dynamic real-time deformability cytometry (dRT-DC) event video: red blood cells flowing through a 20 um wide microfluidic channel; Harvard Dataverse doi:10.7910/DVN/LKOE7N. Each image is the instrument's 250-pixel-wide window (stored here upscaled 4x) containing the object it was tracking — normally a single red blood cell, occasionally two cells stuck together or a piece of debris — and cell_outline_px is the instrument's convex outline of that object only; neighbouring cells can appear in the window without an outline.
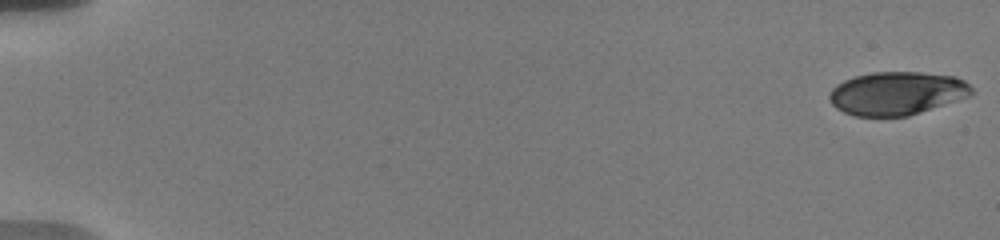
{"species": "human", "species_latin": "Homo sapiens", "temperature_condition": "warm", "stored_images_in_passage": 56, "camera_frame_rate_fps": 3000, "um_per_image_px": 0.085, "donor": {"sex": "male"}, "frame": {"image": 1, "passage_image": 1, "time_ms": 0.0, "image_size_px": [1000, 240], "cell_outline_px": [[972, 92], [968, 96], [908, 116], [856, 116], [844, 112], [836, 108], [832, 104], [828, 96], [832, 88], [836, 84], [844, 80], [856, 76], [872, 72], [920, 72], [956, 76], [964, 80], [972, 88]], "centroid_in_image_um": [76.2, 7.92], "position_along_channel_um": 8.8, "area_um2": 35.66}}
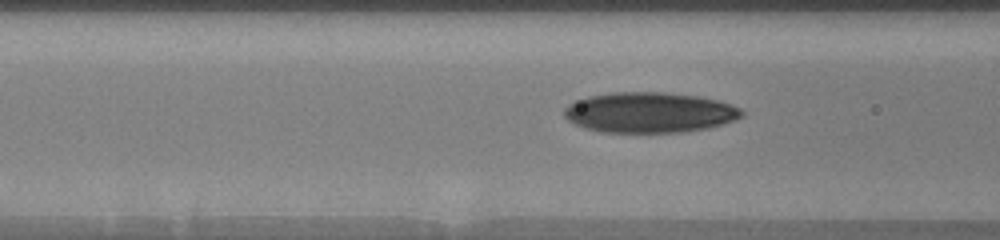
{"frame": {"image": 2, "passage_image": 24, "time_ms": 7.667, "image_size_px": [1000, 240], "cell_outline_px": [[744, 116], [736, 120], [724, 124], [708, 128], [680, 132], [600, 132], [584, 128], [568, 120], [564, 116], [564, 108], [568, 104], [576, 100], [588, 96], [612, 92], [668, 92], [700, 96], [716, 100], [740, 108], [744, 112]], "centroid_in_image_um": [55.21, 9.55], "position_along_channel_um": 111.4, "area_um2": 42.08}}
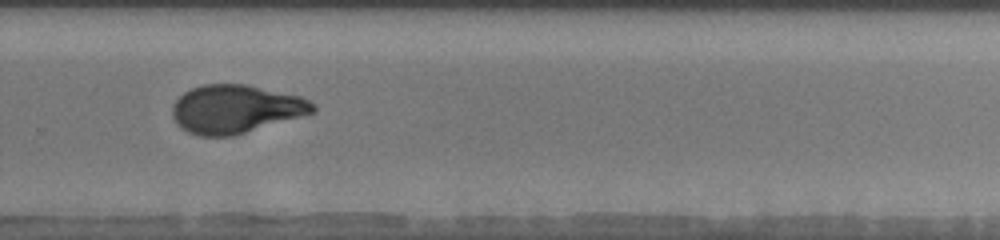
{"frame": {"image": 3, "passage_image": 40, "time_ms": 13.0, "image_size_px": [1000, 240], "cell_outline_px": [[316, 112], [232, 136], [200, 136], [188, 132], [180, 128], [176, 124], [172, 116], [172, 104], [184, 92], [192, 88], [204, 84], [248, 84], [300, 96], [316, 104]], "centroid_in_image_um": [20.02, 9.26], "position_along_channel_um": 309.8, "area_um2": 39.71}, "authors_computed_cell_mechanics": {"area_um2": 38.9861, "velocity_mm_per_s": 3.7296, "shape_relaxation_time_tau1_ms": 7.7391, "shape_relaxation_time_tau2_ms": 1.5815, "deformation_change_tau1": 0.2433, "deformation_change_tau2": 0.0693}}